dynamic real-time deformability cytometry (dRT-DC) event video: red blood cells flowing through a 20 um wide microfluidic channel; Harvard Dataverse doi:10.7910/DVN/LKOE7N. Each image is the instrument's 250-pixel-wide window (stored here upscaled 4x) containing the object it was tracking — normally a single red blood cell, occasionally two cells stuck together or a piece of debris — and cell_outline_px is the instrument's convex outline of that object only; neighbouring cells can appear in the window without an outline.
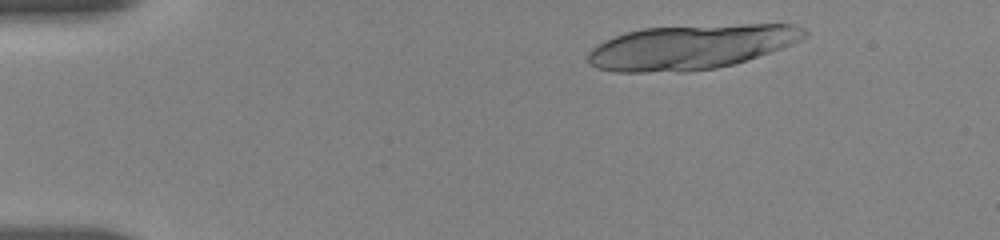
{"species": "human", "species_latin": "Homo sapiens", "temperature_condition": "room temperature", "stored_images_in_passage": 23, "segment_of_instrument_passage": [1, 2], "camera_frame_rate_fps": 3000, "um_per_image_px": 0.085, "donor": {"sex": "female"}, "frame": {"image": 1, "passage_image": 2, "time_ms": 1.0, "image_size_px": [1000, 240], "cell_outline_px": [[808, 36], [792, 44], [748, 60], [736, 64], [716, 68], [684, 72], [612, 72], [596, 68], [588, 60], [588, 52], [596, 44], [604, 40], [624, 32], [644, 28], [740, 24], [796, 24], [804, 28], [808, 32]], "centroid_in_image_um": [58.73, 4.0], "position_along_channel_um": 26.3, "area_um2": 56.64}}